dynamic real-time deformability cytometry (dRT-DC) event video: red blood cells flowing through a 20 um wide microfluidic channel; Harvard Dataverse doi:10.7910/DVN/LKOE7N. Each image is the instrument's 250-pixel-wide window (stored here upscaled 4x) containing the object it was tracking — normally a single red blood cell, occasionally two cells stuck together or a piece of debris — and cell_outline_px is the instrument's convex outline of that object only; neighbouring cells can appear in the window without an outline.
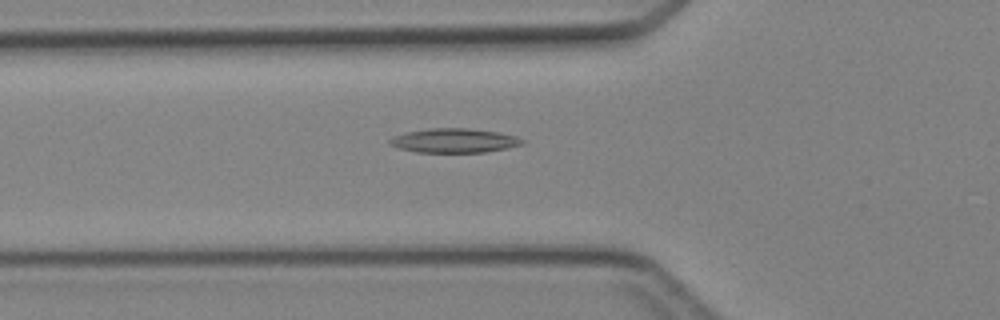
{"species": "Egyptian fruit bat (a non-hibernating species)", "species_latin": "Rousettus aegyptiacus", "temperature_condition": "cold", "stored_images_in_passage": 35, "camera_frame_rate_fps": 3000, "um_per_image_px": 0.085, "animal": {"sex": "female"}, "frame": {"image": 1, "passage_image": 6, "time_ms": 1.667, "image_size_px": [1000, 320], "cell_outline_px": [[524, 144], [508, 148], [484, 152], [416, 152], [400, 148], [388, 144], [388, 140], [392, 136], [408, 132], [428, 128], [468, 128], [496, 132], [516, 136], [524, 140]], "centroid_in_image_um": [38.59, 11.95], "position_along_channel_um": 87.2, "area_um2": 18.67}}
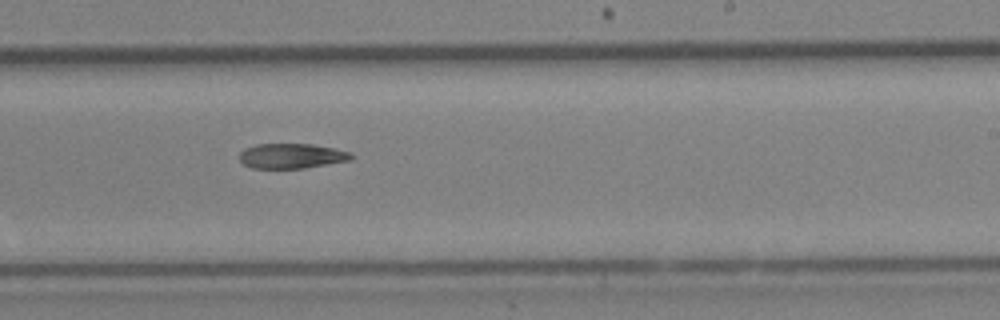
{"frame": {"image": 2, "passage_image": 18, "time_ms": 5.667, "image_size_px": [1000, 320], "cell_outline_px": [[352, 160], [304, 168], [252, 168], [244, 164], [240, 160], [240, 152], [244, 148], [256, 144], [312, 144], [352, 152]], "centroid_in_image_um": [24.78, 13.25], "position_along_channel_um": 264.2, "area_um2": 16.24}}
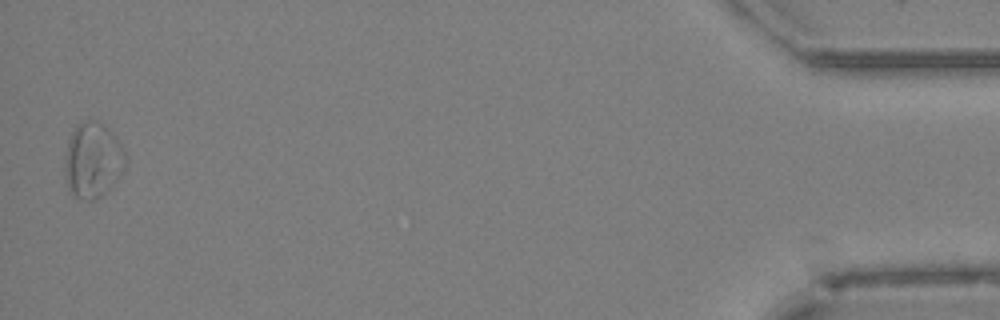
{"frame": {"image": 3, "passage_image": 35, "time_ms": 11.333, "image_size_px": [1000, 320], "cell_outline_px": [[128, 164], [124, 172], [100, 196], [92, 200], [80, 200], [72, 196], [68, 192], [64, 172], [64, 156], [68, 140], [76, 124], [88, 120], [92, 120], [104, 124], [116, 136], [128, 156]], "centroid_in_image_um": [7.89, 13.63], "position_along_channel_um": 427.3, "area_um2": 27.4}}